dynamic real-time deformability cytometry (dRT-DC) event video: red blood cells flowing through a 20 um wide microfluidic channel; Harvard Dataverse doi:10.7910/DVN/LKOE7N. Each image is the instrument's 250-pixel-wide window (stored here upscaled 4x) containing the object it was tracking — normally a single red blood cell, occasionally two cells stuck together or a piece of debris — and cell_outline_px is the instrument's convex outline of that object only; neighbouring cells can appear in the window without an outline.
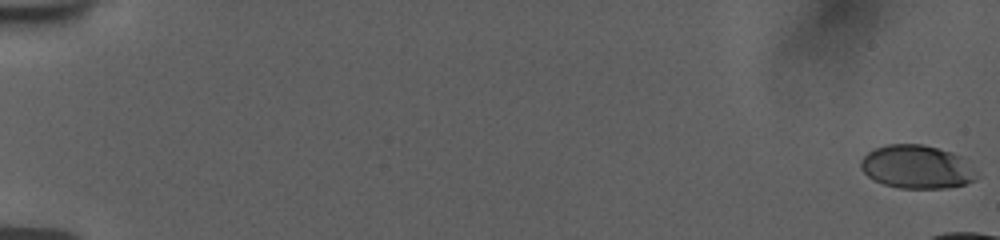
{"species": "human", "species_latin": "Homo sapiens", "temperature_condition": "room temperature", "stored_images_in_passage": 13, "camera_frame_rate_fps": 3000, "um_per_image_px": 0.085, "donor": {"sex": "female"}, "frame": {"image": 1, "passage_image": 1, "time_ms": 0.0, "image_size_px": [1000, 240], "cell_outline_px": [[980, 176], [976, 180], [964, 184], [944, 188], [900, 188], [884, 184], [868, 176], [860, 168], [860, 160], [868, 152], [876, 148], [888, 144], [924, 144], [952, 152], [960, 156]], "centroid_in_image_um": [77.93, 14.18], "position_along_channel_um": 7.1, "area_um2": 29.19}}